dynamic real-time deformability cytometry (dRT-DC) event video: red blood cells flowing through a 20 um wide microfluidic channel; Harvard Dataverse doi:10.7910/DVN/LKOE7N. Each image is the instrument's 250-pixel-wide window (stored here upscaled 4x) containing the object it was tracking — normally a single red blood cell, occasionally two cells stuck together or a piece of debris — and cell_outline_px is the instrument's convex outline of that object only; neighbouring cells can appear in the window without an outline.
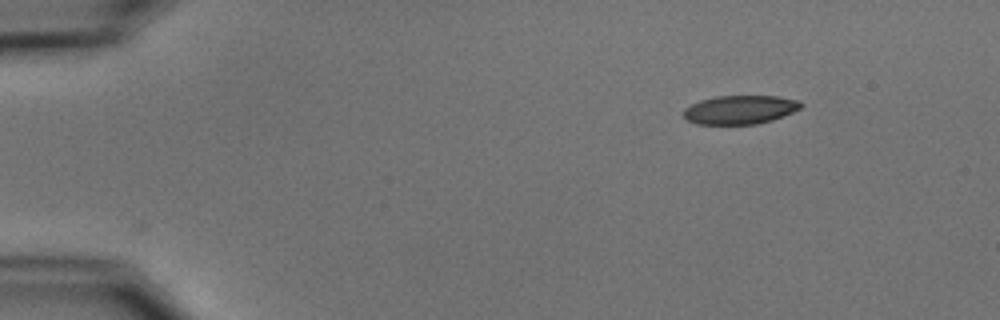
{"species": "common noctule bat (a hibernating species)", "species_latin": "Nyctalus noctula", "temperature_condition": "cold", "stored_images_in_passage": 8, "camera_frame_rate_fps": 3000, "um_per_image_px": 0.085, "animal": {"sex": "male", "body_mass_g": 15.6}, "frame": {"image": 1, "passage_image": 1, "time_ms": 0.0, "image_size_px": [1000, 320], "cell_outline_px": [[804, 104], [800, 108], [792, 112], [772, 120], [756, 124], [696, 124], [688, 120], [684, 116], [684, 108], [700, 100], [716, 96], [776, 96], [800, 100]], "centroid_in_image_um": [62.91, 9.32], "position_along_channel_um": 22.1, "area_um2": 19.59}}